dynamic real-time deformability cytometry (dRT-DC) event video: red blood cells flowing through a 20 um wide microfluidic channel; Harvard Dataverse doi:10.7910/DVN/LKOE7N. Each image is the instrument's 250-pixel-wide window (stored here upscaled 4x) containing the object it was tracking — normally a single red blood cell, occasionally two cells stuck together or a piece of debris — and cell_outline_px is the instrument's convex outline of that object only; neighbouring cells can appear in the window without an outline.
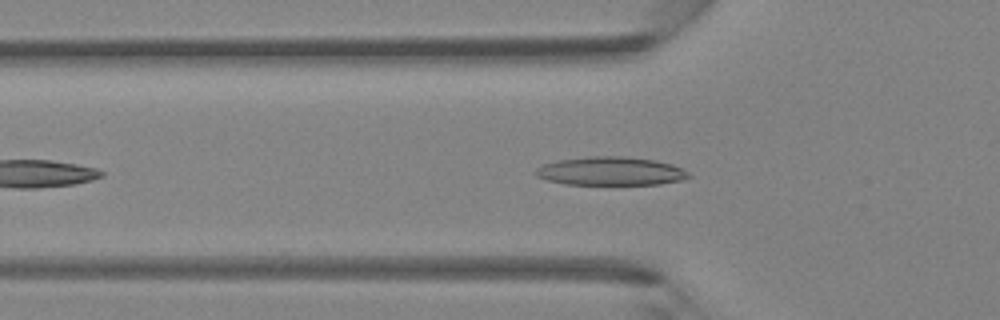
{"species": "Egyptian fruit bat (a non-hibernating species)", "species_latin": "Rousettus aegyptiacus", "temperature_condition": "room temperature", "stored_images_in_passage": 35, "camera_frame_rate_fps": 3000, "um_per_image_px": 0.085, "animal": {"sex": "female"}, "frame": {"image": 1, "passage_image": 5, "time_ms": 1.333, "image_size_px": [1000, 320], "cell_outline_px": [[692, 176], [680, 180], [660, 184], [564, 184], [548, 180], [536, 176], [532, 172], [536, 168], [544, 164], [556, 160], [592, 156], [624, 156], [656, 160], [672, 164], [688, 172]], "centroid_in_image_um": [51.88, 14.54], "position_along_channel_um": 73.9, "area_um2": 25.43}}
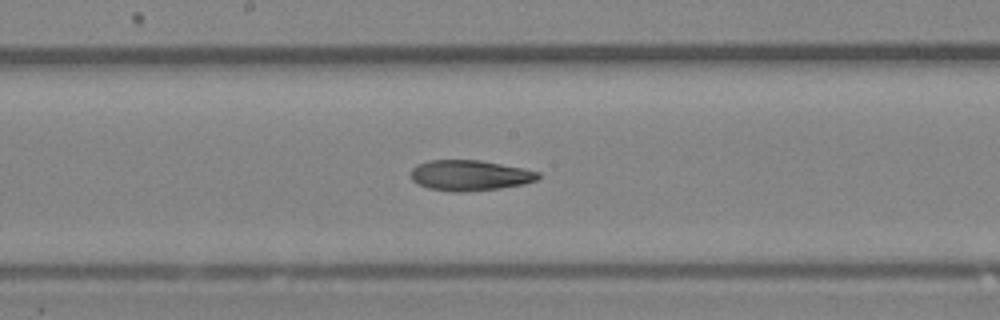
{"frame": {"image": 2, "passage_image": 14, "time_ms": 4.333, "image_size_px": [1000, 320], "cell_outline_px": [[540, 176], [536, 180], [524, 184], [500, 188], [460, 192], [452, 192], [428, 188], [412, 180], [412, 168], [416, 164], [428, 160], [480, 160], [524, 168], [540, 172]], "centroid_in_image_um": [39.94, 14.9], "position_along_channel_um": 208.3, "area_um2": 22.66}}
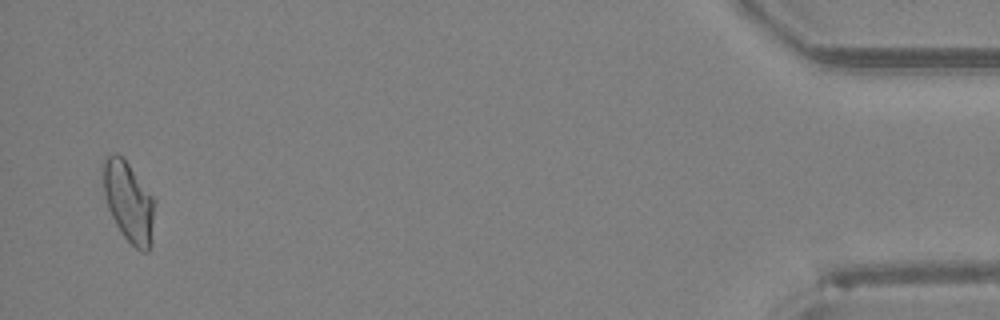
{"frame": {"image": 3, "passage_image": 34, "time_ms": 11.0, "image_size_px": [1000, 320], "cell_outline_px": [[156, 204], [152, 240], [148, 252], [140, 252], [124, 236], [116, 224], [108, 208], [104, 196], [100, 164], [104, 156], [112, 152], [116, 152], [128, 164], [156, 200]], "centroid_in_image_um": [10.92, 17.12], "position_along_channel_um": 424.3, "area_um2": 24.68}}